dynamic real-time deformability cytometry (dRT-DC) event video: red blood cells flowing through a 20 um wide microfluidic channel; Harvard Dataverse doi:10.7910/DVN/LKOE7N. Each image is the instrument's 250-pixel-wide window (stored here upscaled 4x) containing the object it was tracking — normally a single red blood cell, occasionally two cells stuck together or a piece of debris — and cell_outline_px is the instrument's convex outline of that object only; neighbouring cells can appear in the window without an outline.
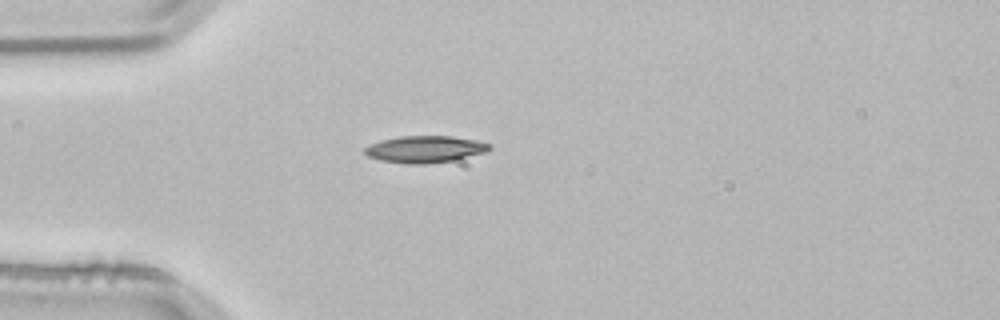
{"species": "common noctule bat (a hibernating species)", "species_latin": "Nyctalus noctula", "temperature_condition": "room temperature", "stored_images_in_passage": 5, "camera_frame_rate_fps": 3000, "um_per_image_px": 0.085, "animal": {"sex": "male", "body_mass_g": 21.5, "forearm_length_mm": 52.0}, "frame": {"image": 1, "passage_image": 5, "time_ms": 1.333, "image_size_px": [1000, 320], "cell_outline_px": [[492, 148], [484, 152], [452, 160], [424, 164], [408, 164], [380, 160], [368, 156], [364, 152], [364, 148], [368, 144], [380, 140], [400, 136], [452, 136], [476, 140], [492, 144]], "centroid_in_image_um": [36.09, 12.67], "position_along_channel_um": 48.9, "area_um2": 19.48}}